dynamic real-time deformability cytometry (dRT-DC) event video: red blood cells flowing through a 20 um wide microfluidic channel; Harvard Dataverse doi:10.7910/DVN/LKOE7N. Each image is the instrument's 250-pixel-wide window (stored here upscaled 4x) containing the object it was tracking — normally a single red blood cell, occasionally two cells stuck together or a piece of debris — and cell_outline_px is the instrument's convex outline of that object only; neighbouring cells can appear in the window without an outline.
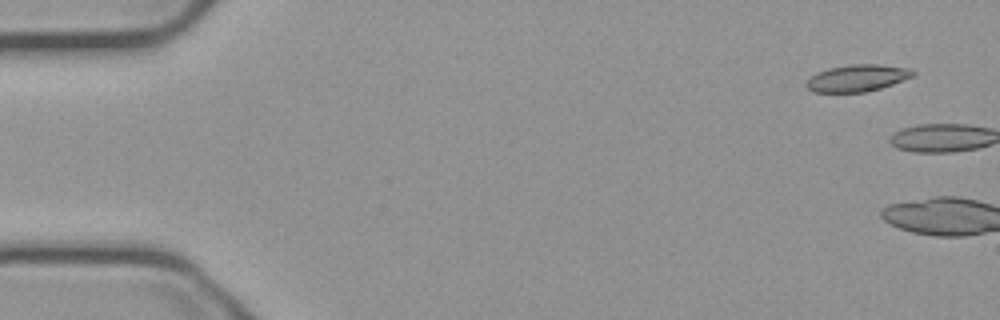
{"species": "common noctule bat (a hibernating species)", "species_latin": "Nyctalus noctula", "temperature_condition": "cold", "stored_images_in_passage": 2, "camera_frame_rate_fps": 3000, "um_per_image_px": 0.085, "animal": {"sex": "male", "body_mass_g": 23.1, "forearm_length_mm": 52.7}, "frame": {"image": 1, "passage_image": 1, "time_ms": 0.0, "image_size_px": [1000, 320], "cell_outline_px": [[916, 72], [912, 76], [892, 84], [880, 88], [864, 92], [812, 92], [804, 84], [816, 72], [828, 68], [852, 64], [880, 64], [908, 68]], "centroid_in_image_um": [72.84, 6.63], "position_along_channel_um": 12.2, "area_um2": 16.59}}